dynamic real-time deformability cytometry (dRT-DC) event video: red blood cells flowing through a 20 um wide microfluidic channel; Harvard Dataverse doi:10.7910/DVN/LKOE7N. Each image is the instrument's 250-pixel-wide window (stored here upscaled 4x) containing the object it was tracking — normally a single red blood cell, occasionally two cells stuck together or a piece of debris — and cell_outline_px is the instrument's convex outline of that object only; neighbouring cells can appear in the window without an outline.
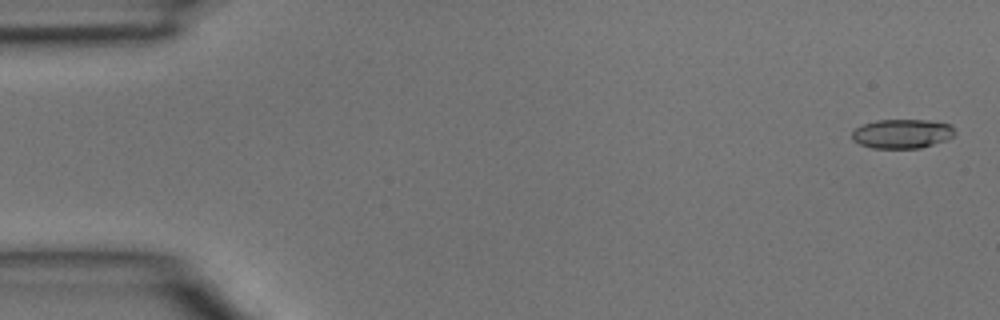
{"species": "common noctule bat (a hibernating species)", "species_latin": "Nyctalus noctula", "temperature_condition": "room temperature", "stored_images_in_passage": 45, "camera_frame_rate_fps": 3000, "um_per_image_px": 0.085, "animal": {"sex": "male", "body_mass_g": 15.6}, "frame": {"image": 1, "passage_image": 2, "time_ms": 0.333, "image_size_px": [1000, 320], "cell_outline_px": [[956, 132], [952, 136], [944, 140], [920, 148], [872, 148], [860, 144], [852, 140], [852, 132], [856, 128], [864, 124], [876, 120], [928, 120], [952, 124]], "centroid_in_image_um": [76.68, 11.36], "position_along_channel_um": 8.3, "area_um2": 17.46}}
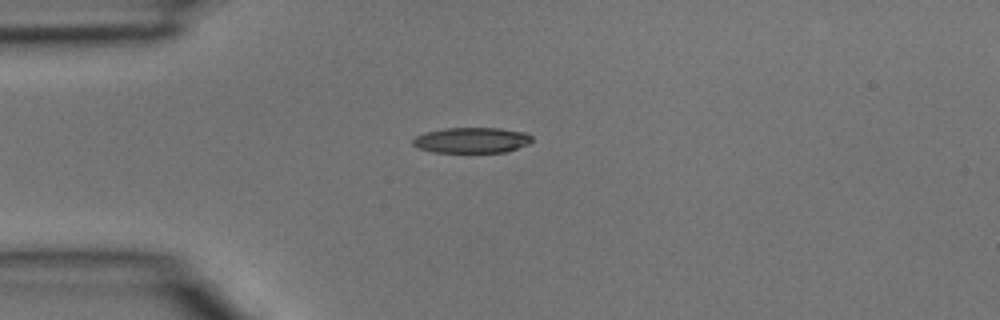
{"frame": {"image": 2, "passage_image": 12, "time_ms": 3.667, "image_size_px": [1000, 320], "cell_outline_px": [[532, 140], [528, 144], [504, 152], [432, 152], [420, 148], [412, 144], [412, 140], [416, 136], [424, 132], [444, 128], [500, 128], [524, 132], [532, 136]], "centroid_in_image_um": [40.07, 11.91], "position_along_channel_um": 44.9, "area_um2": 17.69}}
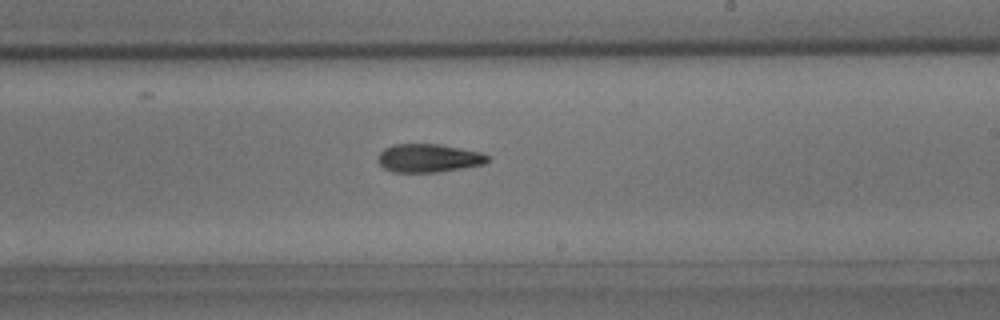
{"frame": {"image": 3, "passage_image": 27, "time_ms": 8.667, "image_size_px": [1000, 320], "cell_outline_px": [[488, 160], [484, 164], [436, 172], [392, 172], [384, 168], [376, 160], [376, 156], [384, 148], [392, 144], [440, 144], [480, 152], [488, 156]], "centroid_in_image_um": [36.36, 13.43], "position_along_channel_um": 252.6, "area_um2": 18.09}}